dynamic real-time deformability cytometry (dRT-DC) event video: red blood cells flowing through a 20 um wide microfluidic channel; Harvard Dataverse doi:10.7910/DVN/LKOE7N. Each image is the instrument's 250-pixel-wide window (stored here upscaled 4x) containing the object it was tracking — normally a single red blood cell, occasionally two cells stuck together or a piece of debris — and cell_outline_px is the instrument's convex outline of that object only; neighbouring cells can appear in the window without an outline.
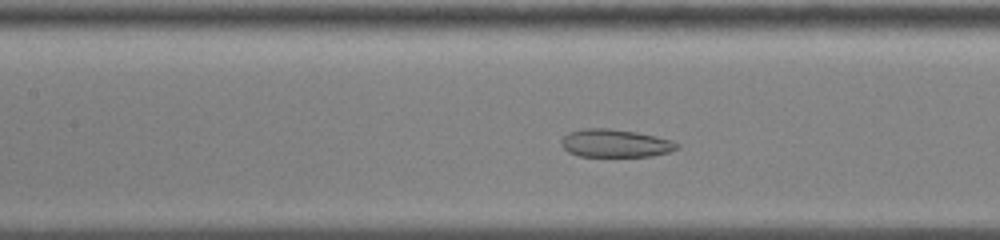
{"species": "common noctule bat (a hibernating species)", "species_latin": "Nyctalus noctula", "temperature_condition": "cold", "stored_images_in_passage": 41, "camera_frame_rate_fps": 3000, "um_per_image_px": 0.085, "animal": {"sex": "male", "body_mass_g": 13.0, "forearm_length_mm": 53.1}, "frame": {"image": 1, "passage_image": 15, "time_ms": 4.667, "image_size_px": [1000, 240], "cell_outline_px": [[680, 148], [668, 152], [652, 156], [580, 156], [568, 152], [560, 144], [560, 140], [568, 132], [584, 128], [608, 128], [636, 132], [656, 136], [672, 140], [680, 144]], "centroid_in_image_um": [52.3, 12.17], "position_along_channel_um": 155.1, "area_um2": 18.96}}
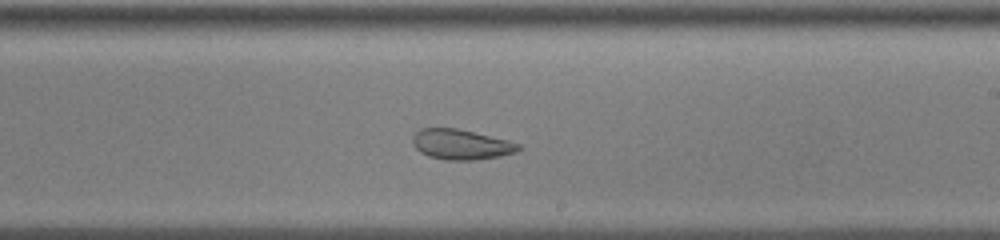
{"frame": {"image": 2, "passage_image": 23, "time_ms": 7.333, "image_size_px": [1000, 240], "cell_outline_px": [[524, 148], [516, 152], [500, 156], [476, 160], [444, 160], [428, 156], [420, 152], [412, 144], [412, 136], [420, 128], [456, 128], [508, 140], [520, 144]], "centroid_in_image_um": [39.19, 12.28], "position_along_channel_um": 249.8, "area_um2": 18.79}}
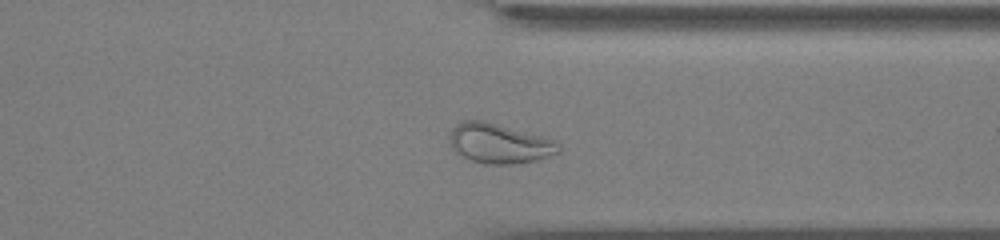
{"frame": {"image": 3, "passage_image": 33, "time_ms": 10.667, "image_size_px": [1000, 240], "cell_outline_px": [[560, 152], [536, 160], [512, 164], [484, 164], [472, 160], [456, 152], [452, 148], [448, 140], [448, 136], [452, 128], [456, 124], [464, 120], [484, 120], [556, 140], [560, 144]], "centroid_in_image_um": [42.42, 12.18], "position_along_channel_um": 369.0, "area_um2": 25.32}, "authors_computed_cell_mechanics": {"area_um2": 22.3108, "velocity_mm_per_s": 3.5687, "shape_relaxation_time_tau1_ms": null, "shape_relaxation_time_tau2_ms": 1.0395, "deformation_change_tau1": null, "deformation_change_tau2": 0.0675}}